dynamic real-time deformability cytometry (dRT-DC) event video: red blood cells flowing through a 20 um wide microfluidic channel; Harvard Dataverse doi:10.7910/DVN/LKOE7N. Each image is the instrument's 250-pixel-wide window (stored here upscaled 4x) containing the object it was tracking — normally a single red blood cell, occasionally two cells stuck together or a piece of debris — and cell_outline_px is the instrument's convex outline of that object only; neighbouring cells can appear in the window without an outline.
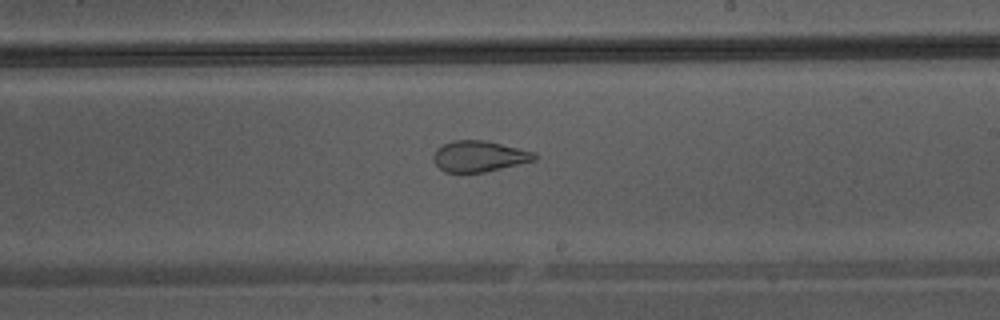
{"species": "Egyptian fruit bat (a non-hibernating species)", "species_latin": "Rousettus aegyptiacus", "temperature_condition": "warm", "stored_images_in_passage": 32, "camera_frame_rate_fps": 3000, "um_per_image_px": 0.085, "animal": {"sex": "male"}, "frame": {"image": 1, "passage_image": 14, "time_ms": 4.333, "image_size_px": [1000, 320], "cell_outline_px": [[540, 156], [536, 160], [484, 172], [444, 172], [432, 160], [432, 156], [436, 148], [452, 140], [484, 140], [536, 152]], "centroid_in_image_um": [40.73, 13.28], "position_along_channel_um": 248.3, "area_um2": 18.32}}
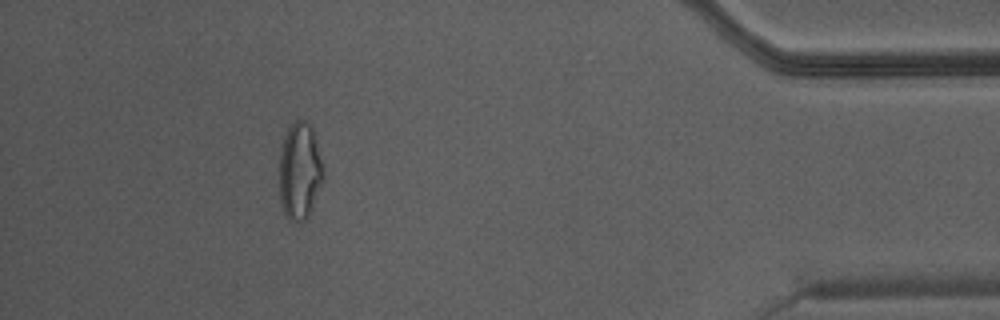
{"frame": {"image": 2, "passage_image": 28, "time_ms": 9.0, "image_size_px": [1000, 320], "cell_outline_px": [[324, 180], [312, 208], [308, 216], [300, 224], [288, 220], [280, 204], [280, 148], [284, 136], [288, 128], [296, 120], [308, 120], [312, 128], [324, 168]], "centroid_in_image_um": [25.48, 14.57], "position_along_channel_um": 409.7, "area_um2": 25.26}}